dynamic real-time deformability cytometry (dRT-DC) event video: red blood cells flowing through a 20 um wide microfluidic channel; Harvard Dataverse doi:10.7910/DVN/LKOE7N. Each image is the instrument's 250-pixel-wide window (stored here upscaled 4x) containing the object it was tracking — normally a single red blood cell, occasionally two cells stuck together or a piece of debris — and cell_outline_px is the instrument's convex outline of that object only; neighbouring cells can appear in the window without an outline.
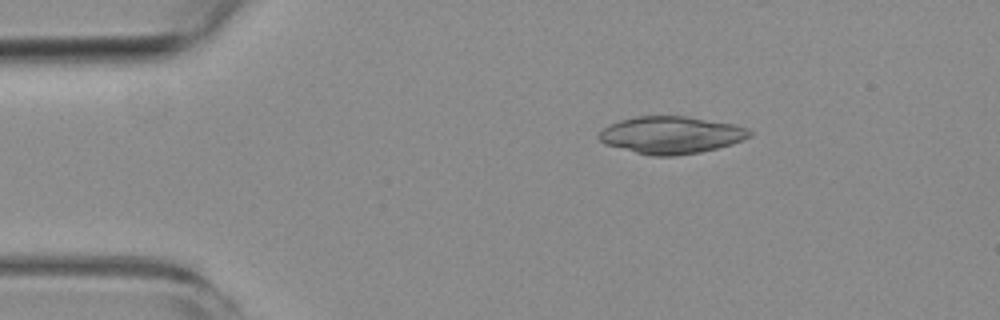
{"species": "common noctule bat (a hibernating species)", "species_latin": "Nyctalus noctula", "temperature_condition": "room temperature", "stored_images_in_passage": 2, "camera_frame_rate_fps": 3000, "um_per_image_px": 0.085, "animal": {"sex": "female", "body_mass_g": 19.3, "forearm_length_mm": 54.1}, "frame": {"image": 1, "passage_image": 1, "time_ms": 0.0, "image_size_px": [1000, 320], "cell_outline_px": [[752, 136], [744, 140], [732, 144], [700, 152], [676, 156], [652, 156], [604, 144], [596, 136], [608, 124], [620, 120], [636, 116], [688, 116], [736, 124], [748, 128], [752, 132]], "centroid_in_image_um": [57.07, 11.47], "position_along_channel_um": 27.9, "area_um2": 33.0}}